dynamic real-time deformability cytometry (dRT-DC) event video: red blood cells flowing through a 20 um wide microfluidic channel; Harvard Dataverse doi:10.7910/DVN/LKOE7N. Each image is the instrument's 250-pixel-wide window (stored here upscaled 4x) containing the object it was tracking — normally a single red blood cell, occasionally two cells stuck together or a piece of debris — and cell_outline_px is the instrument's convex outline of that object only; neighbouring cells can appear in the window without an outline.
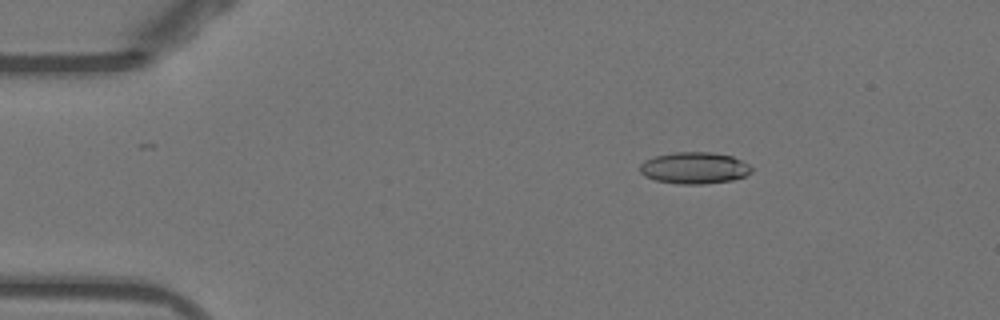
{"species": "Egyptian fruit bat (a non-hibernating species)", "species_latin": "Rousettus aegyptiacus", "temperature_condition": "warm", "stored_images_in_passage": 53, "camera_frame_rate_fps": 3000, "um_per_image_px": 0.085, "animal": {"sex": "female"}, "frame": {"image": 1, "passage_image": 9, "time_ms": 2.667, "image_size_px": [1000, 320], "cell_outline_px": [[752, 172], [744, 176], [732, 180], [704, 184], [680, 184], [656, 180], [644, 176], [640, 172], [640, 164], [644, 160], [656, 156], [676, 152], [712, 152], [732, 156], [748, 164], [752, 168]], "centroid_in_image_um": [59.02, 14.28], "position_along_channel_um": 26.0, "area_um2": 20.52}}
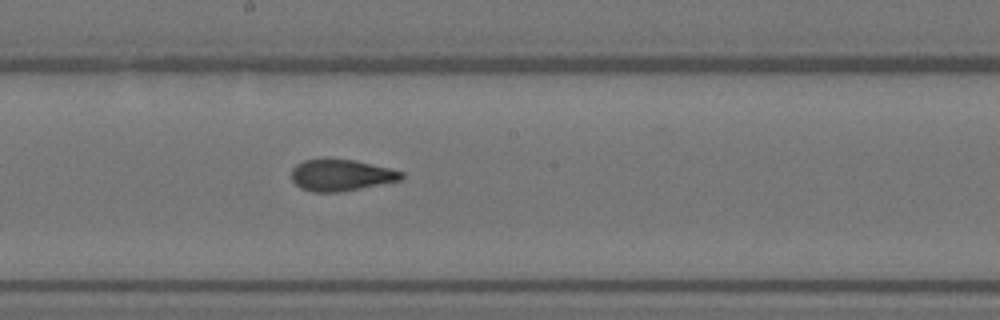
{"frame": {"image": 2, "passage_image": 29, "time_ms": 9.333, "image_size_px": [1000, 320], "cell_outline_px": [[404, 176], [400, 180], [340, 192], [312, 192], [300, 188], [292, 180], [292, 168], [296, 164], [304, 160], [356, 160], [392, 168], [404, 172]], "centroid_in_image_um": [29.01, 14.89], "position_along_channel_um": 219.2, "area_um2": 20.06}}
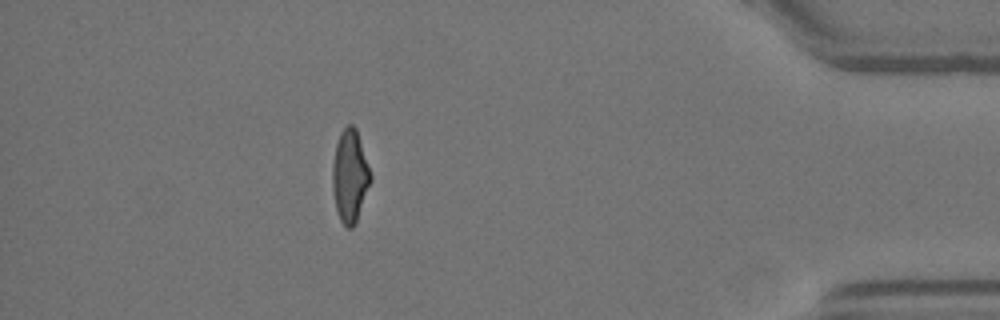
{"frame": {"image": 3, "passage_image": 47, "time_ms": 15.333, "image_size_px": [1000, 320], "cell_outline_px": [[372, 180], [356, 220], [352, 228], [348, 228], [340, 220], [336, 208], [332, 188], [332, 164], [336, 144], [340, 132], [348, 124], [352, 124], [356, 128], [372, 176]], "centroid_in_image_um": [29.74, 14.93], "position_along_channel_um": 405.5, "area_um2": 20.4}, "authors_computed_cell_mechanics": {"area_um2": 20.519, "velocity_mm_per_s": 3.9053, "shape_relaxation_time_tau1_ms": 10.8277, "shape_relaxation_time_tau2_ms": 1.4495, "deformation_change_tau1": 0.2985, "deformation_change_tau2": 0.0881}}